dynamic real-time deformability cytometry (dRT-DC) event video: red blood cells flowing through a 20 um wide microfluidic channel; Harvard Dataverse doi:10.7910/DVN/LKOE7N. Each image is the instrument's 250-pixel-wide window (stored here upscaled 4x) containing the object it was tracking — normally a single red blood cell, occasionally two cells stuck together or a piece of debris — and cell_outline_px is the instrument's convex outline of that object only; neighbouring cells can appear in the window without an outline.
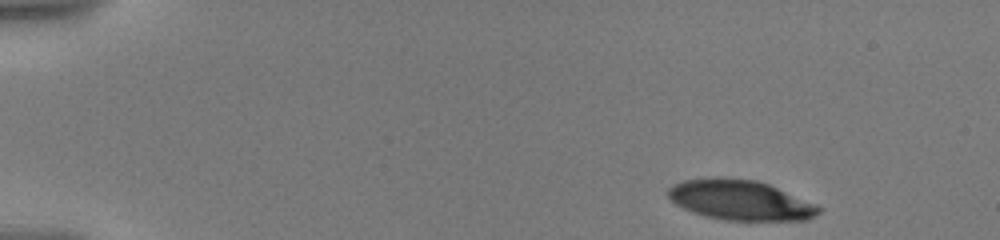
{"species": "human", "species_latin": "Homo sapiens", "temperature_condition": "warm", "stored_images_in_passage": 9, "camera_frame_rate_fps": 3000, "um_per_image_px": 0.085, "donor": {"sex": "male"}, "frame": {"image": 1, "passage_image": 1, "time_ms": 0.0, "image_size_px": [1000, 240], "cell_outline_px": [[820, 212], [808, 220], [724, 220], [704, 216], [692, 212], [676, 204], [668, 196], [668, 188], [672, 184], [684, 180], [716, 176], [720, 176], [756, 180], [768, 184], [816, 204], [820, 208]], "centroid_in_image_um": [62.89, 16.99], "position_along_channel_um": 22.1, "area_um2": 35.2}}
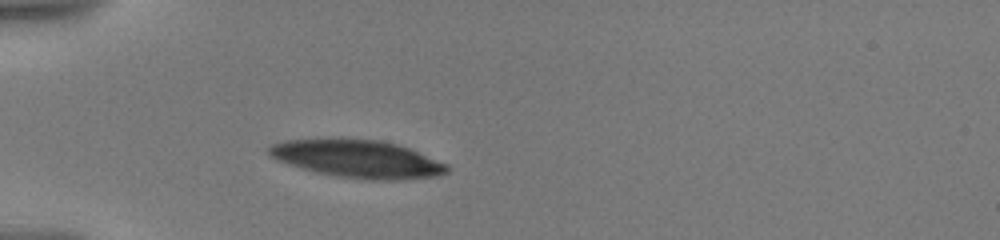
{"frame": {"image": 2, "passage_image": 6, "time_ms": 3.667, "image_size_px": [1000, 240], "cell_outline_px": [[448, 172], [440, 176], [404, 180], [368, 180], [336, 176], [316, 172], [268, 156], [268, 148], [272, 144], [284, 140], [380, 140], [396, 144], [408, 148], [448, 164]], "centroid_in_image_um": [30.46, 13.53], "position_along_channel_um": 54.5, "area_um2": 38.55}}
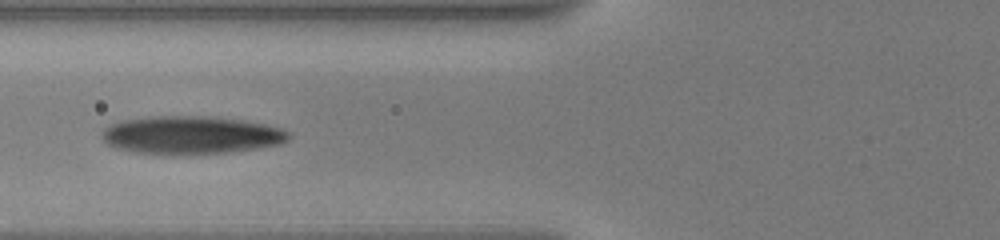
{"frame": {"image": 3, "passage_image": 8, "time_ms": 5.667, "image_size_px": [1000, 240], "cell_outline_px": [[288, 140], [280, 144], [260, 148], [228, 152], [184, 156], [168, 156], [136, 152], [116, 148], [108, 144], [100, 136], [100, 132], [108, 124], [124, 120], [152, 116], [212, 116], [244, 120], [264, 124], [280, 128], [288, 132]], "centroid_in_image_um": [16.19, 11.5], "position_along_channel_um": 109.6, "area_um2": 42.14}}